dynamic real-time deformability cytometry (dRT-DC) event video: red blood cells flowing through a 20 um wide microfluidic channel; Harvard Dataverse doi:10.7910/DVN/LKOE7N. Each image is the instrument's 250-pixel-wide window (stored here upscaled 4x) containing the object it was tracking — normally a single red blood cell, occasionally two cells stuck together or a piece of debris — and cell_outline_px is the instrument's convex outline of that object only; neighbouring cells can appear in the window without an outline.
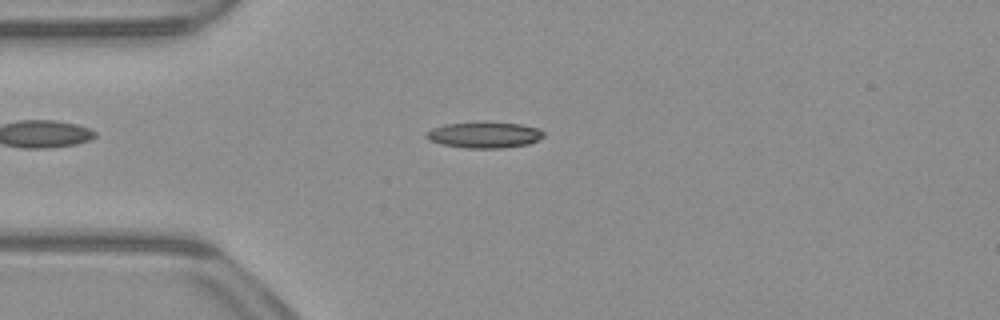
{"species": "common noctule bat (a hibernating species)", "species_latin": "Nyctalus noctula", "temperature_condition": "warm", "stored_images_in_passage": 50, "camera_frame_rate_fps": 3000, "um_per_image_px": 0.085, "animal": {"sex": "male", "body_mass_g": 23.1, "forearm_length_mm": 52.7}, "frame": {"image": 1, "passage_image": 11, "time_ms": 3.333, "image_size_px": [1000, 320], "cell_outline_px": [[544, 136], [528, 144], [504, 148], [464, 148], [444, 144], [428, 140], [424, 136], [424, 132], [432, 128], [444, 124], [476, 120], [484, 120], [520, 124], [540, 128], [544, 132]], "centroid_in_image_um": [41.13, 11.43], "position_along_channel_um": 43.9, "area_um2": 18.5}}
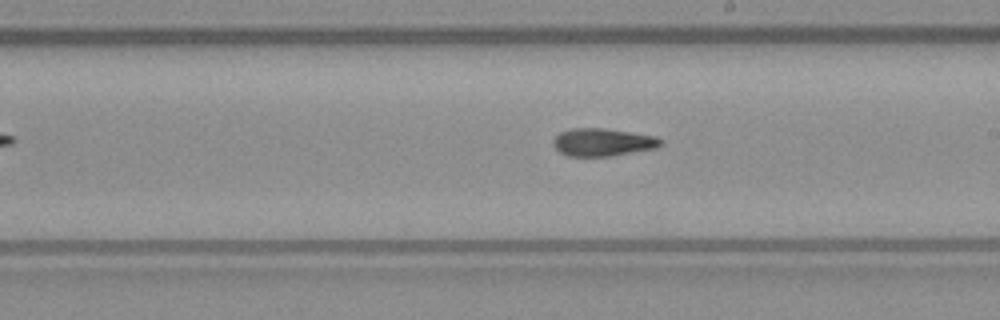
{"frame": {"image": 2, "passage_image": 27, "time_ms": 8.667, "image_size_px": [1000, 320], "cell_outline_px": [[664, 140], [656, 148], [608, 156], [568, 156], [560, 152], [552, 144], [552, 140], [560, 132], [572, 128], [604, 128], [656, 136]], "centroid_in_image_um": [51.21, 12.08], "position_along_channel_um": 237.8, "area_um2": 17.28}}
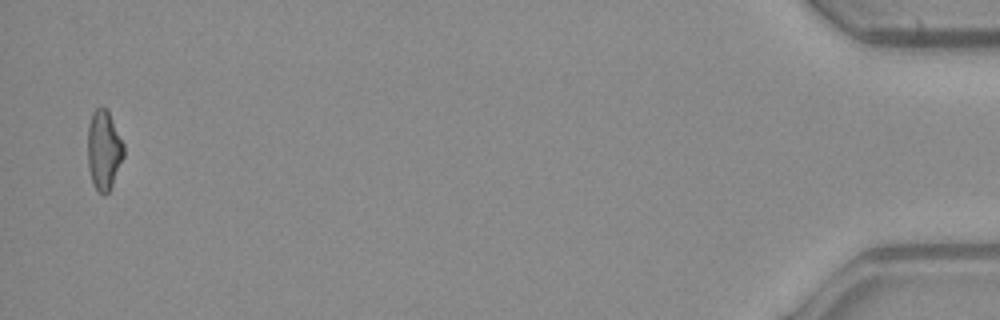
{"frame": {"image": 3, "passage_image": 49, "time_ms": 16.0, "image_size_px": [1000, 320], "cell_outline_px": [[124, 156], [112, 184], [108, 192], [104, 196], [96, 188], [92, 180], [88, 168], [88, 124], [92, 112], [100, 104], [108, 108], [124, 144]], "centroid_in_image_um": [8.83, 12.67], "position_along_channel_um": 426.4, "area_um2": 16.88}, "authors_computed_cell_mechanics": {"area_um2": 17.0799, "velocity_mm_per_s": 3.9362, "shape_relaxation_time_tau1_ms": 9.326, "shape_relaxation_time_tau2_ms": 4.9492, "deformation_change_tau1": 0.2318, "deformation_change_tau2": 0.117}}